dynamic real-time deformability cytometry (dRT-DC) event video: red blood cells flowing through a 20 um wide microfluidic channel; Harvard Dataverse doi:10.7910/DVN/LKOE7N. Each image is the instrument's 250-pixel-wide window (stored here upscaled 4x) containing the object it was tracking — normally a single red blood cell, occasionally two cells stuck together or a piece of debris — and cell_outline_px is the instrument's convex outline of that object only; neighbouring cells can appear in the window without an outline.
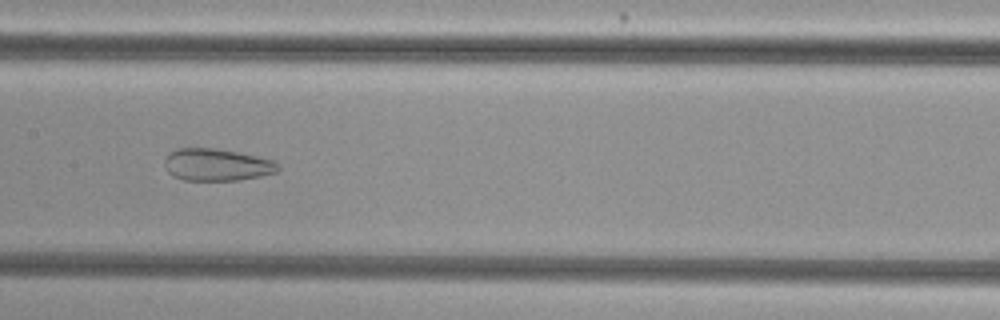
{"species": "common noctule bat (a hibernating species)", "species_latin": "Nyctalus noctula", "temperature_condition": "cold", "stored_images_in_passage": 53, "camera_frame_rate_fps": 3000, "um_per_image_px": 0.085, "animal": {"sex": "female", "body_mass_g": 29.2, "forearm_length_mm": 56.3}, "frame": {"image": 1, "passage_image": 27, "time_ms": 8.667, "image_size_px": [1000, 320], "cell_outline_px": [[280, 168], [276, 172], [260, 176], [240, 180], [184, 180], [172, 176], [168, 172], [164, 164], [164, 160], [176, 148], [212, 148], [236, 152], [276, 160], [280, 164]], "centroid_in_image_um": [18.45, 14.01], "position_along_channel_um": 188.9, "area_um2": 21.27}}
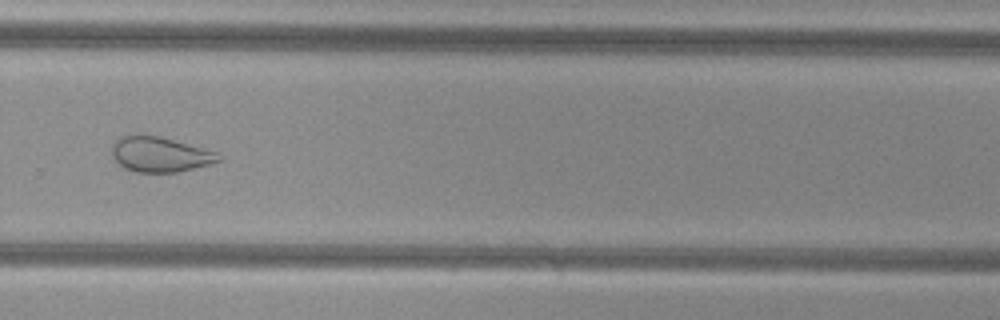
{"frame": {"image": 2, "passage_image": 37, "time_ms": 12.0, "image_size_px": [1000, 320], "cell_outline_px": [[224, 156], [220, 160], [212, 164], [176, 172], [136, 172], [124, 168], [112, 156], [112, 144], [120, 136], [160, 136], [204, 148], [216, 152]], "centroid_in_image_um": [13.63, 13.13], "position_along_channel_um": 316.2, "area_um2": 21.68}}
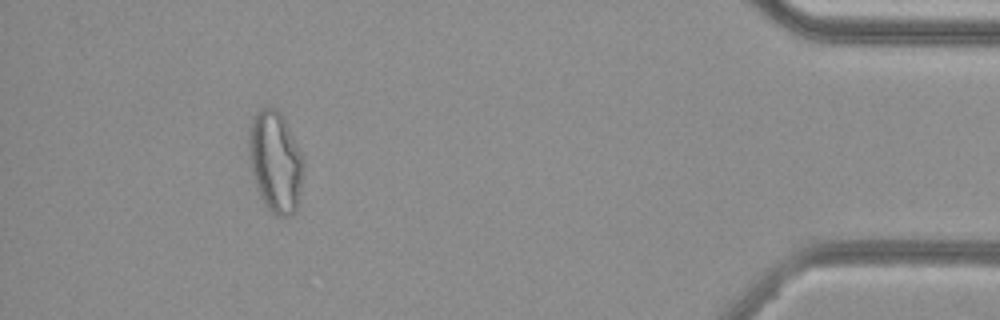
{"frame": {"image": 3, "passage_image": 49, "time_ms": 16.0, "image_size_px": [1000, 320], "cell_outline_px": [[304, 168], [300, 192], [296, 212], [288, 216], [276, 216], [264, 204], [256, 188], [252, 172], [248, 152], [248, 132], [252, 116], [260, 108], [276, 108], [284, 116], [304, 160]], "centroid_in_image_um": [23.4, 13.73], "position_along_channel_um": 411.8, "area_um2": 32.6}}